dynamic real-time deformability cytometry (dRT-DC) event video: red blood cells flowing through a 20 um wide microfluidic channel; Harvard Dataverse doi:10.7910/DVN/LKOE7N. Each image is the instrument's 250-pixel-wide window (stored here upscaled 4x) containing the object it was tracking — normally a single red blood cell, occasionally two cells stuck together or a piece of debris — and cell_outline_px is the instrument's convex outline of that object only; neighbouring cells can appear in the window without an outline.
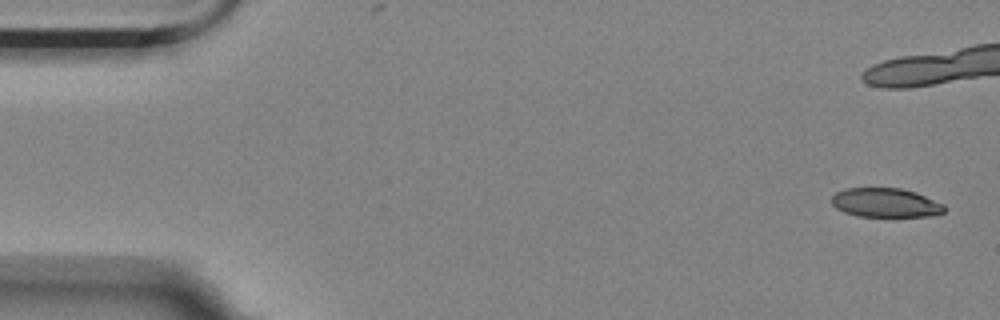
{"species": "Egyptian fruit bat (a non-hibernating species)", "species_latin": "Rousettus aegyptiacus", "temperature_condition": "room temperature", "stored_images_in_passage": 16, "camera_frame_rate_fps": 3000, "um_per_image_px": 0.085, "animal": {"sex": "female"}, "frame": {"image": 1, "passage_image": 1, "time_ms": 0.0, "image_size_px": [1000, 320], "cell_outline_px": [[944, 212], [936, 216], [892, 220], [856, 216], [844, 212], [836, 208], [832, 204], [832, 196], [836, 192], [844, 188], [900, 188], [916, 192], [944, 204]], "centroid_in_image_um": [75.31, 17.3], "position_along_channel_um": 9.7, "area_um2": 20.35}}
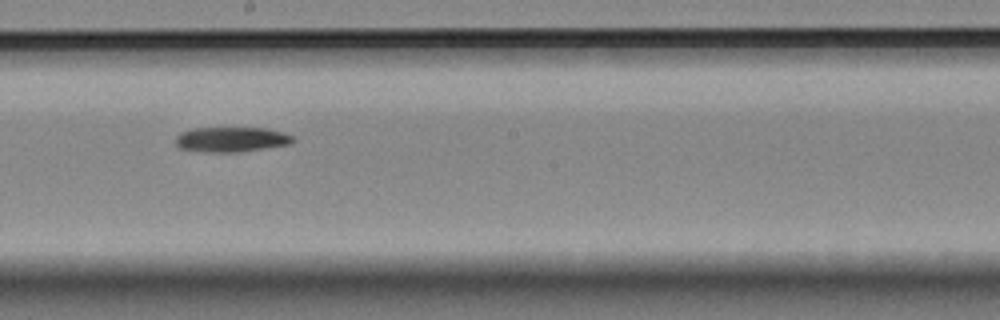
{"frame": {"image": 2, "passage_image": 11, "time_ms": 3.333, "image_size_px": [1000, 320], "cell_outline_px": [[296, 140], [292, 144], [236, 152], [208, 152], [180, 148], [176, 144], [176, 136], [180, 132], [192, 128], [268, 128], [284, 132], [296, 136]], "centroid_in_image_um": [19.73, 11.84], "position_along_channel_um": 228.5, "area_um2": 17.22}}
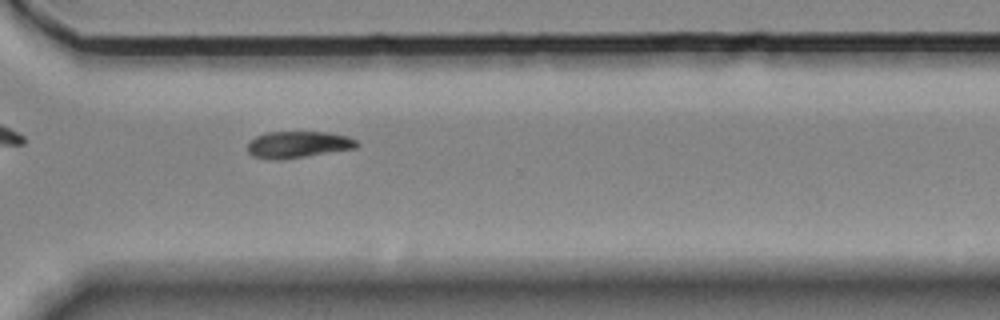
{"frame": {"image": 3, "passage_image": 14, "time_ms": 4.333, "image_size_px": [1000, 320], "cell_outline_px": [[360, 144], [356, 148], [304, 156], [252, 156], [248, 152], [248, 144], [256, 136], [268, 132], [328, 132], [348, 136], [356, 140]], "centroid_in_image_um": [25.44, 12.22], "position_along_channel_um": 345.2, "area_um2": 16.01}}